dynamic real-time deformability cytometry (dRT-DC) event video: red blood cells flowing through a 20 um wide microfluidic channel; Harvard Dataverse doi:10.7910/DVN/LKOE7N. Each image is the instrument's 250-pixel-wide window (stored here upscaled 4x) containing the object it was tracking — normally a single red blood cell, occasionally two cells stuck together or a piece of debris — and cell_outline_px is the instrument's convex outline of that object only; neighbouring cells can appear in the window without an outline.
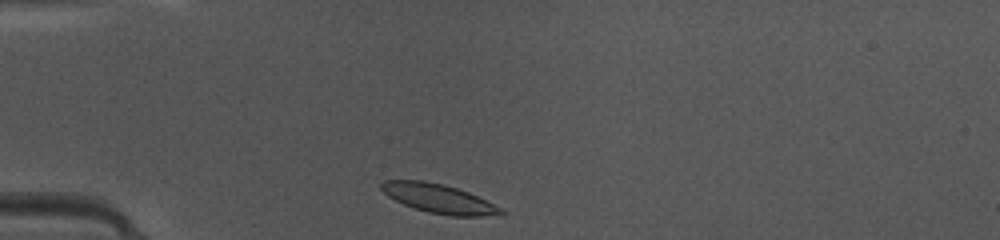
{"species": "common noctule bat (a hibernating species)", "species_latin": "Nyctalus noctula", "temperature_condition": "warm", "stored_images_in_passage": 36, "camera_frame_rate_fps": 3000, "um_per_image_px": 0.085, "animal": {"sex": "female", "body_mass_g": 10.0, "forearm_length_mm": 53.1}, "frame": {"image": 1, "passage_image": 1, "time_ms": 0.0, "image_size_px": [1000, 240], "cell_outline_px": [[508, 212], [484, 216], [452, 216], [428, 212], [404, 204], [388, 196], [380, 188], [380, 184], [384, 180], [424, 180], [444, 184], [468, 192], [504, 208]], "centroid_in_image_um": [37.32, 16.87], "position_along_channel_um": 47.7, "area_um2": 20.17}}
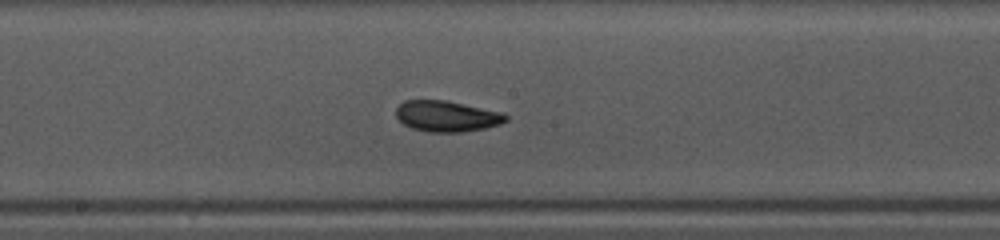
{"frame": {"image": 2, "passage_image": 14, "time_ms": 4.333, "image_size_px": [1000, 240], "cell_outline_px": [[508, 120], [500, 124], [484, 128], [460, 132], [428, 132], [412, 128], [404, 124], [396, 116], [396, 108], [404, 100], [444, 100], [504, 112], [508, 116]], "centroid_in_image_um": [37.99, 9.87], "position_along_channel_um": 210.2, "area_um2": 19.77}}
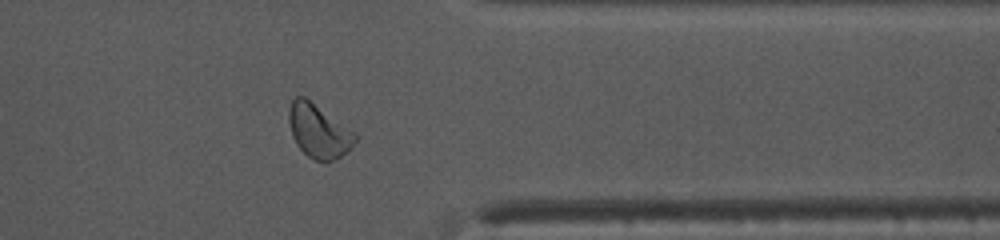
{"frame": {"image": 3, "passage_image": 27, "time_ms": 8.667, "image_size_px": [1000, 240], "cell_outline_px": [[360, 136], [352, 148], [348, 152], [324, 164], [308, 156], [296, 144], [292, 136], [288, 120], [288, 112], [292, 100], [296, 96], [304, 96], [356, 132]], "centroid_in_image_um": [27.12, 11.16], "position_along_channel_um": 384.3, "area_um2": 21.04}, "authors_computed_cell_mechanics": {"area_um2": 19.9121, "velocity_mm_per_s": 4.1585, "shape_relaxation_time_tau1_ms": 3.144, "shape_relaxation_time_tau2_ms": 3.0037, "deformation_change_tau1": 0.1085, "deformation_change_tau2": 0.0814}}